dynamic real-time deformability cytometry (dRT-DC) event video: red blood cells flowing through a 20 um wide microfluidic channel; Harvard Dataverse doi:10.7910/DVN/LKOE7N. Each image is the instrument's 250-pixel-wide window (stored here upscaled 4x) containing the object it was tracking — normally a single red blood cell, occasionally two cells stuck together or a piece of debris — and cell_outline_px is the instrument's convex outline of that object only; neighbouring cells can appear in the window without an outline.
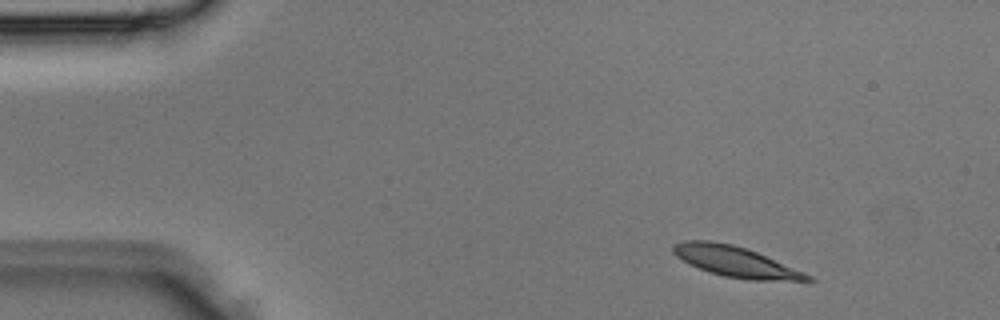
{"species": "Egyptian fruit bat (a non-hibernating species)", "species_latin": "Rousettus aegyptiacus", "temperature_condition": "room temperature", "stored_images_in_passage": 4, "segment_of_instrument_passage": [2, 2], "camera_frame_rate_fps": 3000, "um_per_image_px": 0.085, "animal": {"sex": "male"}, "frame": {"image": 1, "passage_image": 4, "time_ms": 1.0, "image_size_px": [1000, 320], "cell_outline_px": [[816, 280], [748, 280], [724, 276], [708, 272], [688, 264], [676, 256], [672, 252], [672, 244], [684, 240], [708, 240], [732, 244], [756, 252], [804, 272], [812, 276]], "centroid_in_image_um": [62.44, 22.23], "position_along_channel_um": 22.6, "area_um2": 23.76}}